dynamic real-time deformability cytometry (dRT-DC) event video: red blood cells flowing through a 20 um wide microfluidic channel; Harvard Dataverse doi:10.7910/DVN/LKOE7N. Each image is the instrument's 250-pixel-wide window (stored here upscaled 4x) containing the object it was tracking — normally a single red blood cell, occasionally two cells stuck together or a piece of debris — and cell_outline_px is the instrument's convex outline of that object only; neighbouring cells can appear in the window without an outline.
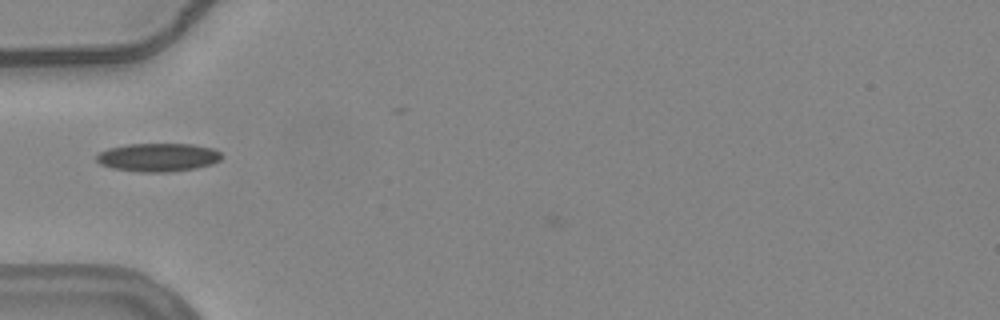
{"species": "common noctule bat (a hibernating species)", "species_latin": "Nyctalus noctula", "temperature_condition": "warm", "stored_images_in_passage": 30, "camera_frame_rate_fps": 3000, "um_per_image_px": 0.085, "animal": {"sex": "female", "body_mass_g": 24.6, "forearm_length_mm": 56.2}, "frame": {"image": 1, "passage_image": 1, "time_ms": 0.0, "image_size_px": [1000, 320], "cell_outline_px": [[220, 160], [212, 164], [196, 168], [168, 172], [140, 172], [112, 168], [100, 164], [96, 160], [96, 156], [100, 152], [108, 148], [128, 144], [192, 144], [212, 148], [220, 152]], "centroid_in_image_um": [13.42, 13.37], "position_along_channel_um": 71.6, "area_um2": 20.63}}
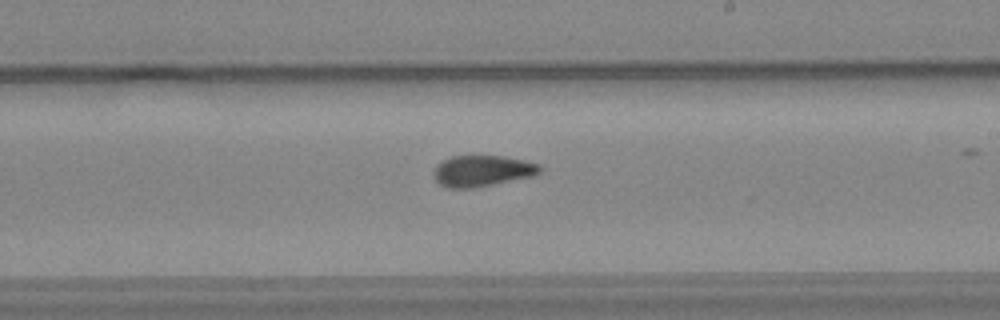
{"frame": {"image": 2, "passage_image": 15, "time_ms": 4.667, "image_size_px": [1000, 320], "cell_outline_px": [[544, 168], [540, 172], [532, 176], [472, 188], [448, 188], [440, 184], [432, 176], [432, 172], [436, 164], [440, 160], [452, 156], [500, 156], [540, 164]], "centroid_in_image_um": [40.93, 14.52], "position_along_channel_um": 248.1, "area_um2": 19.25}}
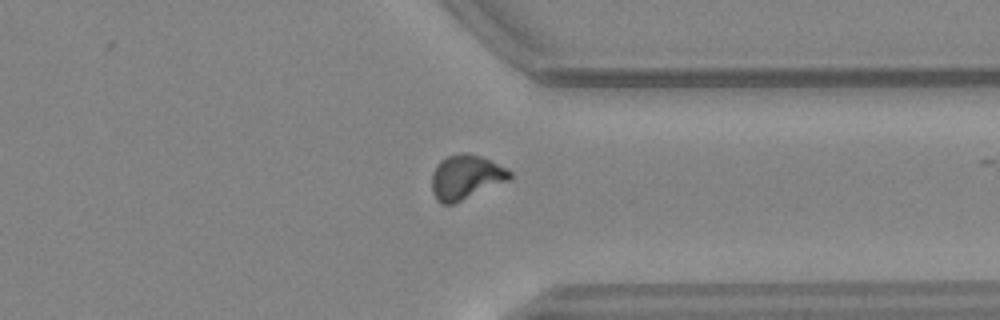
{"frame": {"image": 3, "passage_image": 25, "time_ms": 8.0, "image_size_px": [1000, 320], "cell_outline_px": [[512, 176], [508, 180], [452, 204], [440, 204], [436, 200], [432, 192], [432, 172], [436, 164], [440, 160], [448, 156], [464, 152], [468, 152], [480, 156], [512, 172]], "centroid_in_image_um": [39.53, 15.05], "position_along_channel_um": 371.9, "area_um2": 19.88}, "authors_computed_cell_mechanics": {"area_um2": 19.652, "velocity_mm_per_s": 3.7569, "shape_relaxation_time_tau1_ms": null, "shape_relaxation_time_tau2_ms": 1.5714, "deformation_change_tau1": null, "deformation_change_tau2": 0.0633}}